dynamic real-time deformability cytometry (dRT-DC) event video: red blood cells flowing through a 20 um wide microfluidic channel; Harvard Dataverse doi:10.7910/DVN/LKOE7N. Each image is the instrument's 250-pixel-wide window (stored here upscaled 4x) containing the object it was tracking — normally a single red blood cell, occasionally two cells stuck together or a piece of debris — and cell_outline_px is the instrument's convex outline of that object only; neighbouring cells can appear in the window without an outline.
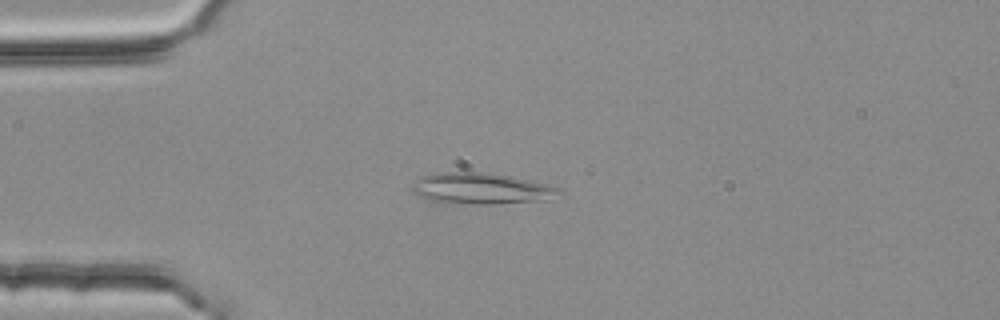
{"species": "common noctule bat (a hibernating species)", "species_latin": "Nyctalus noctula", "temperature_condition": "room temperature", "stored_images_in_passage": 5, "camera_frame_rate_fps": 3000, "um_per_image_px": 0.085, "animal": {"sex": "female", "body_mass_g": 25.1}, "frame": {"image": 1, "passage_image": 4, "time_ms": 1.0, "image_size_px": [1000, 320], "cell_outline_px": [[560, 192], [544, 200], [492, 204], [484, 204], [428, 200], [420, 196], [408, 188], [416, 176], [436, 172], [472, 172], [508, 176], [548, 184], [560, 188]], "centroid_in_image_um": [40.78, 16.0], "position_along_channel_um": 44.2, "area_um2": 26.36}}